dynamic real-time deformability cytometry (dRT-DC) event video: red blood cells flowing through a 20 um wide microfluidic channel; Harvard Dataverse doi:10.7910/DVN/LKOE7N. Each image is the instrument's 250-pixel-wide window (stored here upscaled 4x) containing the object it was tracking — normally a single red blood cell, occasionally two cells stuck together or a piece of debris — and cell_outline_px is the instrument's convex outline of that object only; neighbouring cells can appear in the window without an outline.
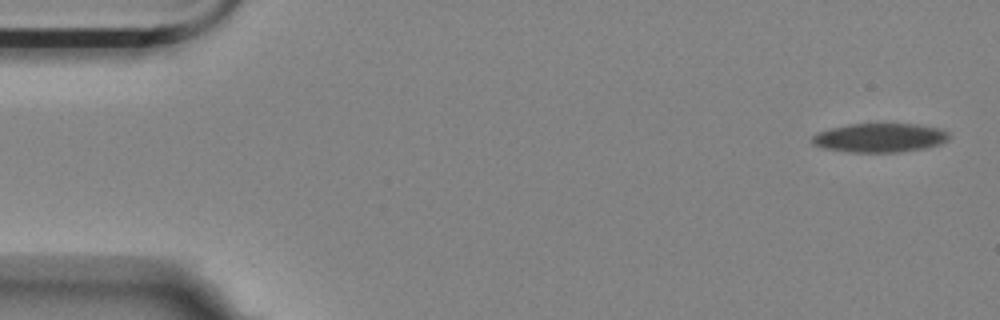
{"species": "Egyptian fruit bat (a non-hibernating species)", "species_latin": "Rousettus aegyptiacus", "temperature_condition": "room temperature", "stored_images_in_passage": 4, "camera_frame_rate_fps": 3000, "um_per_image_px": 0.085, "animal": {"sex": "female"}, "frame": {"image": 1, "passage_image": 1, "time_ms": 0.0, "image_size_px": [1000, 320], "cell_outline_px": [[948, 140], [940, 144], [924, 148], [896, 152], [848, 152], [820, 148], [812, 144], [812, 136], [816, 132], [832, 128], [852, 124], [916, 124], [940, 128], [948, 132]], "centroid_in_image_um": [74.75, 11.71], "position_along_channel_um": 10.3, "area_um2": 23.12}}
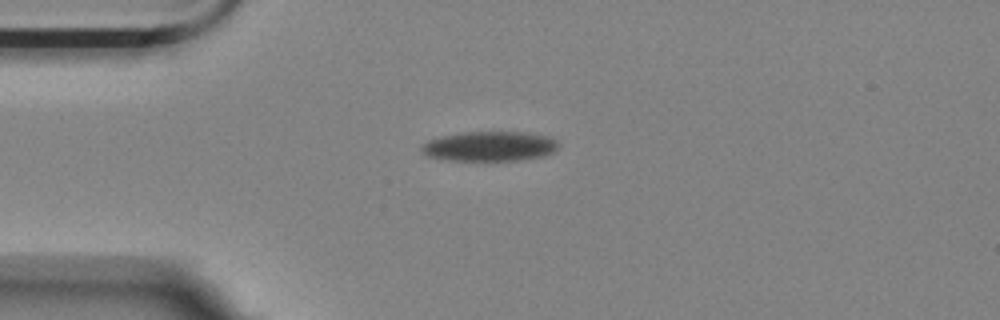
{"frame": {"image": 2, "passage_image": 4, "time_ms": 4.0, "image_size_px": [1000, 320], "cell_outline_px": [[560, 144], [552, 152], [544, 156], [516, 160], [448, 160], [428, 156], [420, 148], [428, 140], [444, 136], [468, 132], [520, 132], [552, 136]], "centroid_in_image_um": [41.67, 12.43], "position_along_channel_um": 43.3, "area_um2": 23.47}}